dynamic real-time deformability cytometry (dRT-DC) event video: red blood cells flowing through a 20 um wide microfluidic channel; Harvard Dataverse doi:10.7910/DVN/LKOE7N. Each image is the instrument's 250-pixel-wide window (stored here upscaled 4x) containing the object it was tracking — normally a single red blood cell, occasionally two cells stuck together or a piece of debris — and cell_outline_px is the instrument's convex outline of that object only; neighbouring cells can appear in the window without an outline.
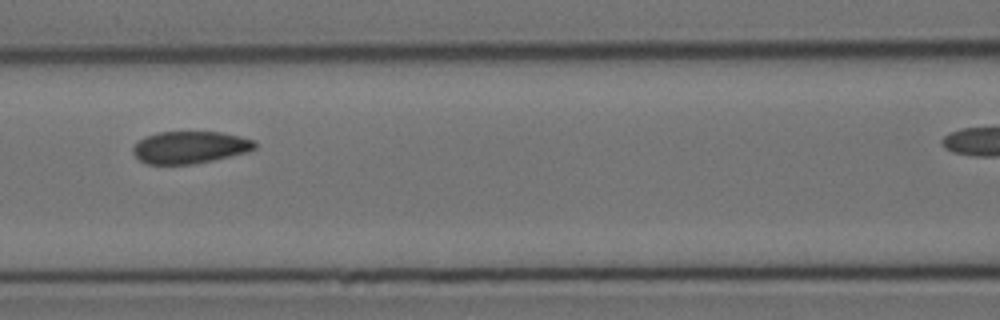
{"species": "Egyptian fruit bat (a non-hibernating species)", "species_latin": "Rousettus aegyptiacus", "temperature_condition": "cold", "stored_images_in_passage": 9, "segment_of_instrument_passage": [1, 2], "camera_frame_rate_fps": 3000, "um_per_image_px": 0.085, "animal": {"sex": "female"}, "frame": {"image": 1, "passage_image": 4, "time_ms": 3.333, "image_size_px": [1000, 320], "cell_outline_px": [[256, 148], [244, 152], [212, 160], [192, 164], [148, 164], [140, 160], [132, 152], [132, 148], [144, 136], [156, 132], [220, 132], [240, 136], [256, 140]], "centroid_in_image_um": [16.12, 12.51], "position_along_channel_um": 150.5, "area_um2": 22.72}}
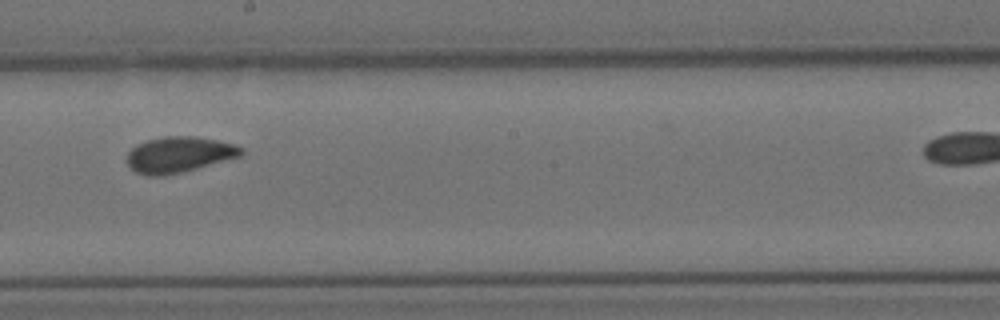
{"frame": {"image": 2, "passage_image": 6, "time_ms": 5.667, "image_size_px": [1000, 320], "cell_outline_px": [[244, 152], [240, 156], [196, 168], [164, 176], [148, 176], [136, 172], [128, 164], [128, 152], [136, 144], [148, 140], [164, 136], [196, 136], [216, 140], [232, 144], [244, 148]], "centroid_in_image_um": [15.2, 13.13], "position_along_channel_um": 233.0, "area_um2": 23.58}}
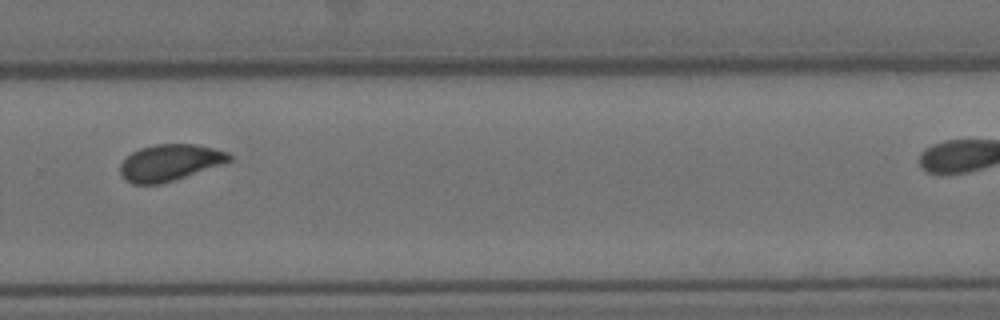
{"frame": {"image": 3, "passage_image": 8, "time_ms": 8.0, "image_size_px": [1000, 320], "cell_outline_px": [[232, 160], [160, 184], [132, 184], [124, 180], [120, 172], [120, 164], [132, 152], [140, 148], [156, 144], [196, 144], [228, 152], [232, 156]], "centroid_in_image_um": [14.39, 13.81], "position_along_channel_um": 315.4, "area_um2": 22.77}}